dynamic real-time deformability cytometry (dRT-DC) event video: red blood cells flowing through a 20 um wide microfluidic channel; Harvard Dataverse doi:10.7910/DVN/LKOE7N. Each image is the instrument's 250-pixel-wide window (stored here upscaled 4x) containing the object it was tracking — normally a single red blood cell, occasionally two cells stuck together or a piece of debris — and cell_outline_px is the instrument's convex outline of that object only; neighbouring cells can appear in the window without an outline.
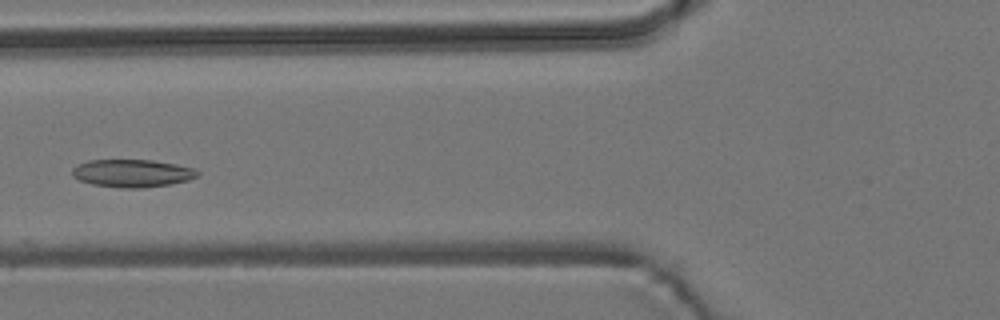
{"species": "common noctule bat (a hibernating species)", "species_latin": "Nyctalus noctula", "temperature_condition": "room temperature", "stored_images_in_passage": 5, "camera_frame_rate_fps": 3000, "um_per_image_px": 0.085, "animal": {"sex": "male", "body_mass_g": 19.2, "forearm_length_mm": 51.8}, "frame": {"image": 1, "passage_image": 5, "time_ms": 4.667, "image_size_px": [1000, 320], "cell_outline_px": [[200, 176], [188, 180], [172, 184], [144, 188], [120, 188], [92, 184], [80, 180], [72, 176], [72, 168], [76, 164], [88, 160], [152, 160], [176, 164], [192, 168], [200, 172]], "centroid_in_image_um": [11.24, 14.73], "position_along_channel_um": 114.6, "area_um2": 20.46}}